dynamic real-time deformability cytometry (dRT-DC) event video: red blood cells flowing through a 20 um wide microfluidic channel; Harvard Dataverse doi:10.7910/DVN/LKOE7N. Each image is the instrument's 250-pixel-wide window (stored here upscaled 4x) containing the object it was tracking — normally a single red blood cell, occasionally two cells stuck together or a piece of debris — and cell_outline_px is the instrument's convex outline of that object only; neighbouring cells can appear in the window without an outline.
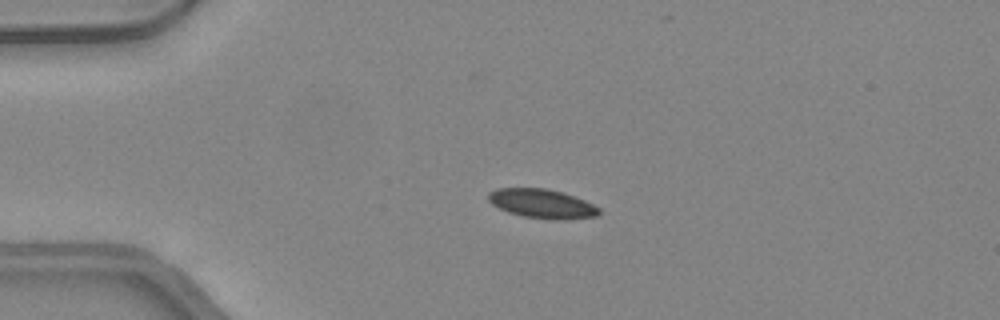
{"species": "common noctule bat (a hibernating species)", "species_latin": "Nyctalus noctula", "temperature_condition": "warm", "stored_images_in_passage": 42, "camera_frame_rate_fps": 3000, "um_per_image_px": 0.085, "animal": {"sex": "female", "body_mass_g": 24.6, "forearm_length_mm": 56.2}, "frame": {"image": 1, "passage_image": 4, "time_ms": 1.0, "image_size_px": [1000, 320], "cell_outline_px": [[600, 212], [596, 216], [556, 220], [524, 216], [508, 212], [492, 204], [488, 200], [488, 192], [496, 188], [544, 188], [564, 192], [584, 200], [600, 208]], "centroid_in_image_um": [46.05, 17.3], "position_along_channel_um": 38.9, "area_um2": 18.67}}
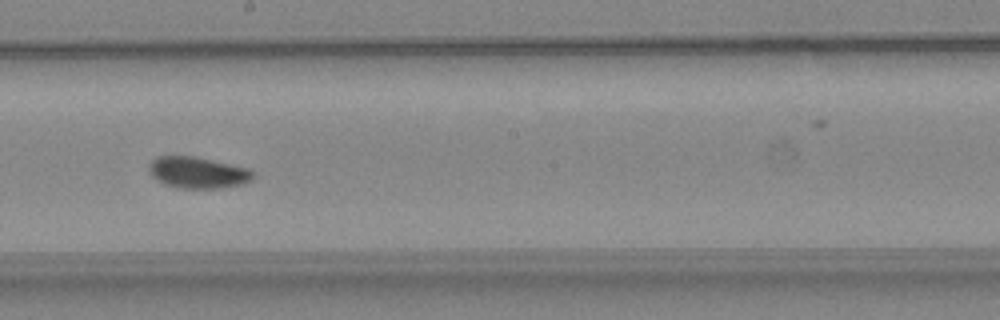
{"frame": {"image": 2, "passage_image": 20, "time_ms": 6.333, "image_size_px": [1000, 320], "cell_outline_px": [[252, 176], [248, 180], [240, 184], [220, 188], [180, 188], [164, 184], [156, 180], [152, 176], [148, 168], [148, 164], [156, 156], [196, 156], [248, 168], [252, 172]], "centroid_in_image_um": [16.73, 14.65], "position_along_channel_um": 231.5, "area_um2": 18.9}}
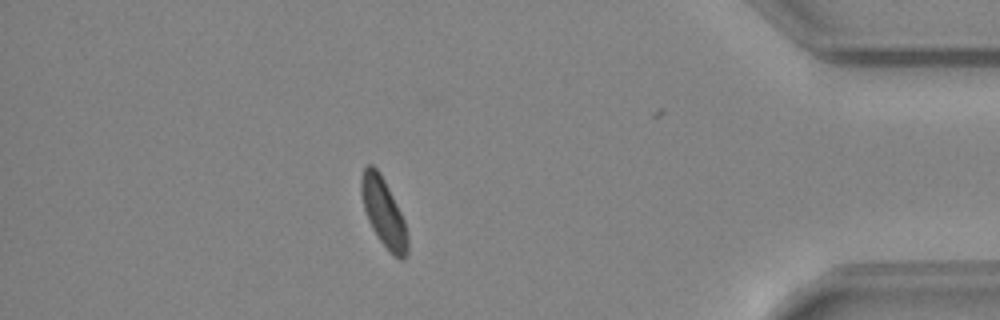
{"frame": {"image": 3, "passage_image": 35, "time_ms": 11.333, "image_size_px": [1000, 320], "cell_outline_px": [[408, 252], [404, 260], [400, 260], [380, 240], [372, 228], [368, 220], [364, 208], [360, 192], [360, 176], [364, 168], [368, 164], [372, 164], [380, 172], [404, 220], [408, 236]], "centroid_in_image_um": [32.59, 18.03], "position_along_channel_um": 402.6, "area_um2": 18.21}, "authors_computed_cell_mechanics": {"area_um2": 18.5827, "velocity_mm_per_s": 4.2718, "shape_relaxation_time_tau1_ms": 5.163, "shape_relaxation_time_tau2_ms": 5.9272, "deformation_change_tau1": 0.1035, "deformation_change_tau2": 0.0967}}